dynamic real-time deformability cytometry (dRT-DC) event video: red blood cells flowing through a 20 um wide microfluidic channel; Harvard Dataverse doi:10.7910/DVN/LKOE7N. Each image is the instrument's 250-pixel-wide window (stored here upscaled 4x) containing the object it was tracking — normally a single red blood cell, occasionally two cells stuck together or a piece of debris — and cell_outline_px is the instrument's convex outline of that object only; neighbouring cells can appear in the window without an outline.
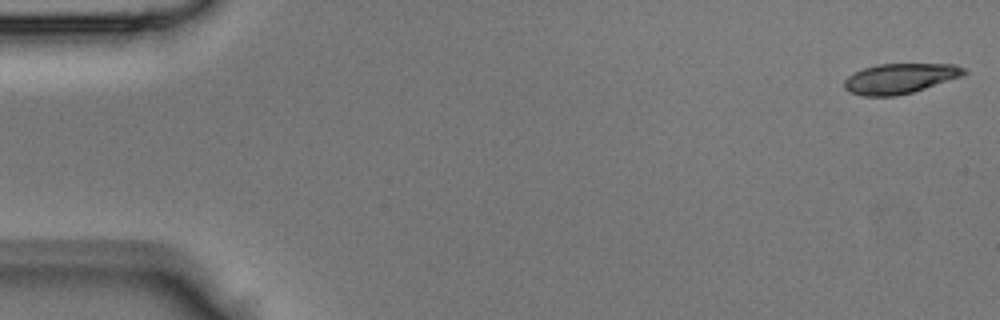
{"species": "Egyptian fruit bat (a non-hibernating species)", "species_latin": "Rousettus aegyptiacus", "temperature_condition": "room temperature", "stored_images_in_passage": 44, "camera_frame_rate_fps": 3000, "um_per_image_px": 0.085, "animal": {"sex": "male"}, "frame": {"image": 1, "passage_image": 1, "time_ms": 0.0, "image_size_px": [1000, 320], "cell_outline_px": [[968, 72], [964, 76], [912, 92], [896, 96], [864, 96], [852, 92], [844, 88], [844, 80], [848, 76], [864, 68], [876, 64], [956, 64], [964, 68]], "centroid_in_image_um": [76.53, 6.66], "position_along_channel_um": 8.5, "area_um2": 20.98}}
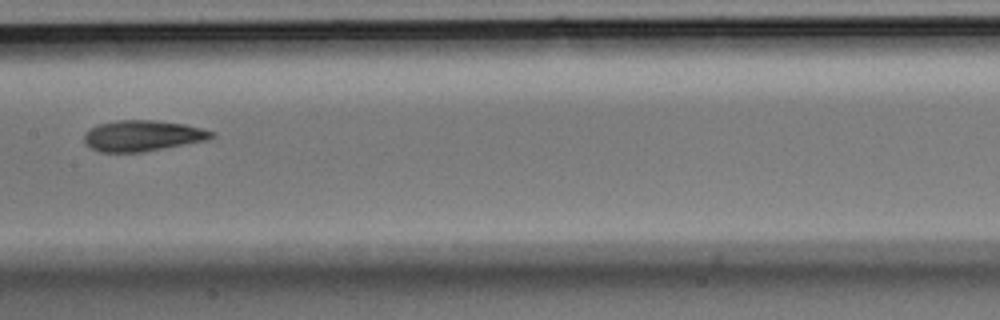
{"frame": {"image": 2, "passage_image": 22, "time_ms": 7.0, "image_size_px": [1000, 320], "cell_outline_px": [[216, 136], [208, 140], [144, 152], [100, 152], [84, 144], [84, 136], [92, 128], [100, 124], [116, 120], [156, 120], [184, 124], [216, 132]], "centroid_in_image_um": [12.16, 11.54], "position_along_channel_um": 195.2, "area_um2": 22.95}}
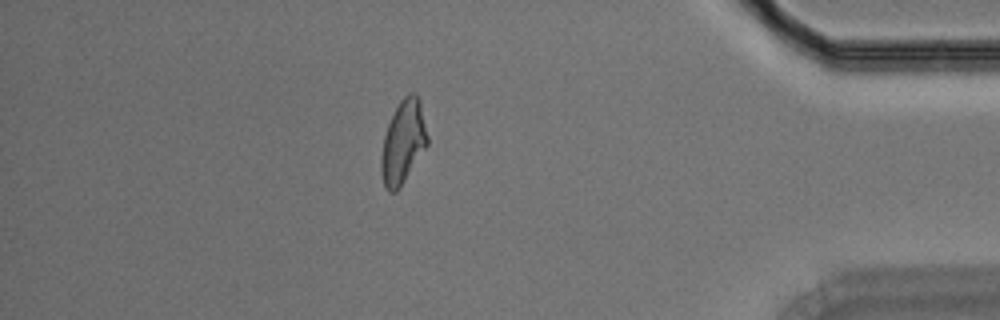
{"frame": {"image": 3, "passage_image": 38, "time_ms": 12.333, "image_size_px": [1000, 320], "cell_outline_px": [[428, 144], [400, 188], [396, 192], [388, 192], [384, 184], [380, 172], [380, 156], [384, 136], [388, 124], [400, 100], [408, 92], [416, 92], [420, 100], [428, 136]], "centroid_in_image_um": [34.26, 12.08], "position_along_channel_um": 400.9, "area_um2": 22.6}}